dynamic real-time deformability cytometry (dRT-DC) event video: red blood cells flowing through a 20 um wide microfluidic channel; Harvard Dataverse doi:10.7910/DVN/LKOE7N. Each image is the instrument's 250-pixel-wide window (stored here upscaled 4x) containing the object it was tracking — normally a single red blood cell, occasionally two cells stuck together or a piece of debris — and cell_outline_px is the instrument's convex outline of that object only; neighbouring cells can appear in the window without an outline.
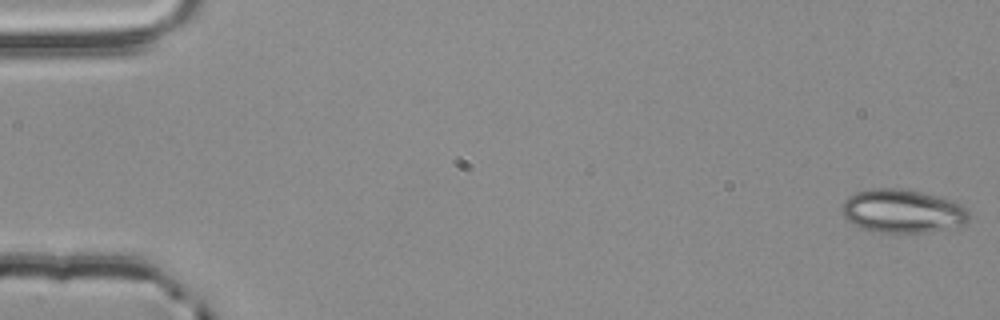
{"species": "common noctule bat (a hibernating species)", "species_latin": "Nyctalus noctula", "temperature_condition": "room temperature", "stored_images_in_passage": 11, "camera_frame_rate_fps": 3000, "um_per_image_px": 0.085, "animal": {"sex": "male", "body_mass_g": 20.4}, "frame": {"image": 1, "passage_image": 1, "time_ms": 0.0, "image_size_px": [1000, 320], "cell_outline_px": [[968, 224], [928, 232], [872, 232], [852, 224], [844, 220], [840, 212], [844, 200], [848, 196], [856, 192], [872, 188], [900, 188], [920, 192], [952, 200], [960, 204], [968, 212]], "centroid_in_image_um": [76.65, 17.95], "position_along_channel_um": 8.4, "area_um2": 32.43}}